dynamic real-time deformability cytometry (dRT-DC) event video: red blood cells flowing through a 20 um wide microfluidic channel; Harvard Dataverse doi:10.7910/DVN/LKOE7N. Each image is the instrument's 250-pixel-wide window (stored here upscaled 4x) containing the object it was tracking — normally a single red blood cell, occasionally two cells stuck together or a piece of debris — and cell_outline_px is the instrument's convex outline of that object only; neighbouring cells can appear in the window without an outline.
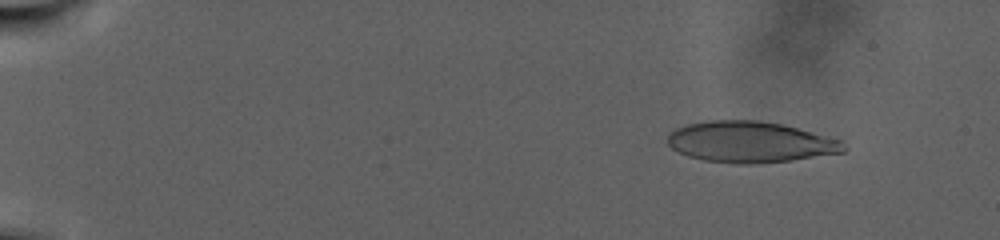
{"species": "human", "species_latin": "Homo sapiens", "temperature_condition": "warm", "stored_images_in_passage": 97, "camera_frame_rate_fps": 3000, "um_per_image_px": 0.085, "donor": {"sex": "male"}, "frame": {"image": 1, "passage_image": 12, "time_ms": 3.667, "image_size_px": [1000, 240], "cell_outline_px": [[848, 148], [844, 152], [792, 160], [756, 164], [736, 164], [704, 160], [688, 156], [672, 148], [668, 144], [668, 136], [676, 128], [688, 124], [708, 120], [760, 120], [780, 124], [844, 140]], "centroid_in_image_um": [63.81, 12.07], "position_along_channel_um": 21.2, "area_um2": 42.19}}
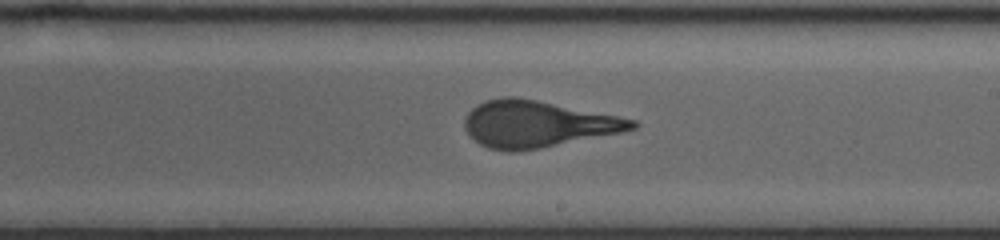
{"frame": {"image": 2, "passage_image": 61, "time_ms": 20.0, "image_size_px": [1000, 240], "cell_outline_px": [[640, 124], [636, 128], [624, 132], [540, 148], [516, 152], [508, 152], [488, 148], [480, 144], [468, 136], [464, 128], [464, 116], [476, 104], [484, 100], [504, 96], [516, 96], [636, 120]], "centroid_in_image_um": [45.62, 10.55], "position_along_channel_um": 243.4, "area_um2": 45.66}}
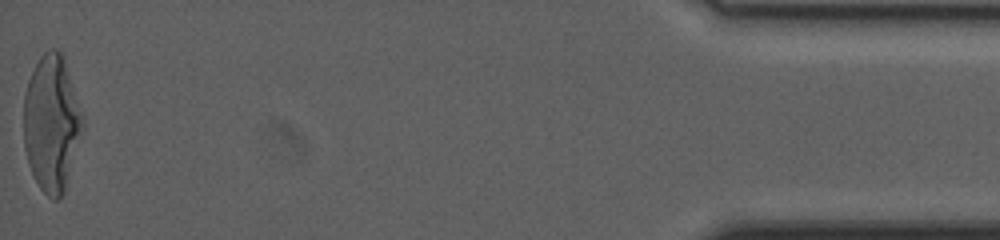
{"frame": {"image": 3, "passage_image": 97, "time_ms": 32.0, "image_size_px": [1000, 240], "cell_outline_px": [[84, 124], [64, 192], [56, 200], [52, 200], [40, 188], [28, 164], [24, 148], [24, 92], [28, 80], [40, 56], [48, 48], [56, 48], [64, 56], [84, 116]], "centroid_in_image_um": [4.39, 10.43], "position_along_channel_um": 430.8, "area_um2": 46.93}, "authors_computed_cell_mechanics": {"area_um2": 44.506, "velocity_mm_per_s": 2.2318, "shape_relaxation_time_tau1_ms": 11.3667, "shape_relaxation_time_tau2_ms": null, "deformation_change_tau1": 0.3027, "deformation_change_tau2": null}}